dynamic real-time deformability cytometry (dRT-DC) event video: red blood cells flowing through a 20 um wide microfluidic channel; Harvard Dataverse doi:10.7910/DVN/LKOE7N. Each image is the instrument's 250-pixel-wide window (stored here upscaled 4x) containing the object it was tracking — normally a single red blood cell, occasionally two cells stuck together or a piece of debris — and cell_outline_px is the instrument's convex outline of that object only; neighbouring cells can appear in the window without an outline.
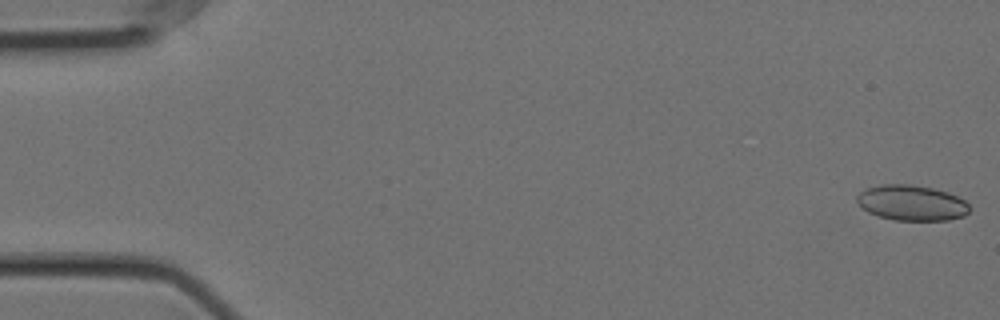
{"species": "Egyptian fruit bat (a non-hibernating species)", "species_latin": "Rousettus aegyptiacus", "temperature_condition": "cold", "stored_images_in_passage": 57, "camera_frame_rate_fps": 3000, "um_per_image_px": 0.085, "animal": {"sex": "female"}, "frame": {"image": 1, "passage_image": 1, "time_ms": 0.0, "image_size_px": [1000, 320], "cell_outline_px": [[968, 212], [964, 216], [948, 220], [892, 220], [876, 216], [868, 212], [856, 200], [856, 196], [864, 188], [884, 184], [908, 184], [932, 188], [948, 192], [964, 200], [968, 204]], "centroid_in_image_um": [77.46, 17.24], "position_along_channel_um": 7.5, "area_um2": 23.24}}
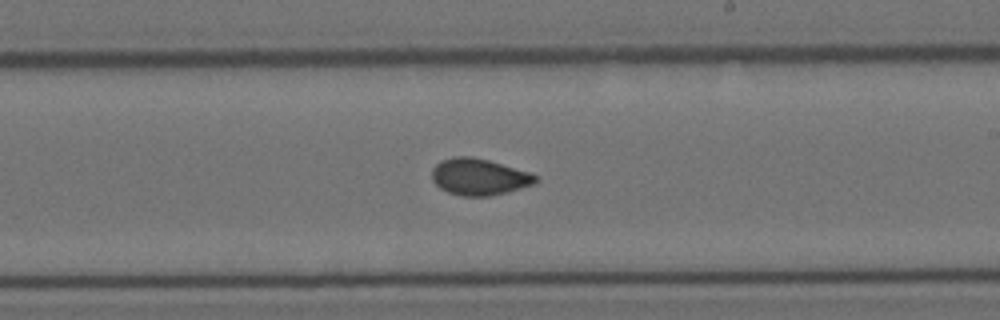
{"frame": {"image": 2, "passage_image": 33, "time_ms": 10.667, "image_size_px": [1000, 320], "cell_outline_px": [[540, 180], [536, 184], [488, 196], [460, 196], [448, 192], [440, 188], [432, 180], [432, 168], [440, 160], [456, 156], [472, 156], [488, 160], [528, 172], [536, 176]], "centroid_in_image_um": [40.7, 15.03], "position_along_channel_um": 248.3, "area_um2": 22.02}}
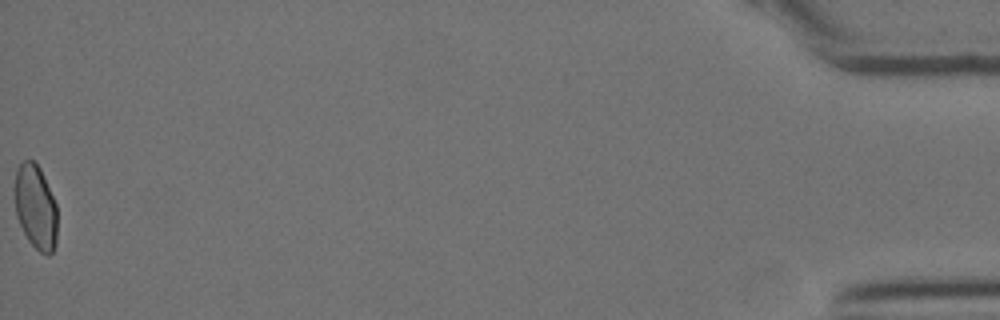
{"frame": {"image": 3, "passage_image": 57, "time_ms": 18.667, "image_size_px": [1000, 320], "cell_outline_px": [[56, 244], [52, 252], [48, 256], [40, 252], [28, 240], [16, 216], [12, 188], [16, 172], [20, 164], [24, 160], [32, 160], [40, 168], [56, 204]], "centroid_in_image_um": [2.99, 17.59], "position_along_channel_um": 432.2, "area_um2": 21.15}, "authors_computed_cell_mechanics": {"area_um2": 22.0218, "velocity_mm_per_s": 3.5479, "shape_relaxation_time_tau1_ms": null, "shape_relaxation_time_tau2_ms": 1.5223, "deformation_change_tau1": null, "deformation_change_tau2": 0.0458}}